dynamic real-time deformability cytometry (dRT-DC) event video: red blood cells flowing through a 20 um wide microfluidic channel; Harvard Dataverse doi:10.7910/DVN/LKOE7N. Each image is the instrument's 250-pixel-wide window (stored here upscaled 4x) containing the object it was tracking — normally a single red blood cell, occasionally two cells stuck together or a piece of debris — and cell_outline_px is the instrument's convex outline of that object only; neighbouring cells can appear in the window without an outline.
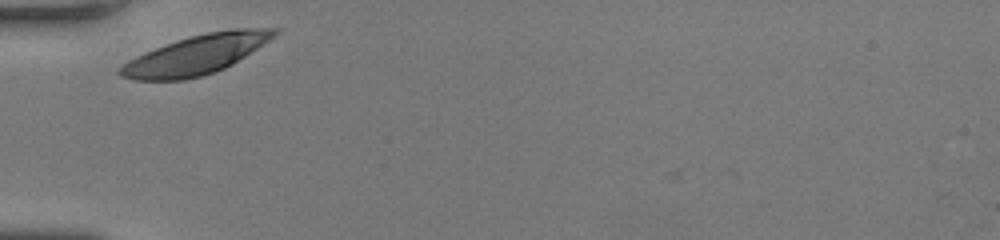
{"species": "human", "species_latin": "Homo sapiens", "temperature_condition": "room temperature", "stored_images_in_passage": 27, "camera_frame_rate_fps": 3000, "um_per_image_px": 0.085, "donor": {"sex": "female"}, "frame": {"image": 1, "passage_image": 1, "time_ms": 0.0, "image_size_px": [1000, 240], "cell_outline_px": [[280, 32], [232, 64], [224, 68], [200, 76], [184, 80], [132, 80], [120, 76], [116, 72], [128, 60], [144, 52], [176, 40], [208, 32], [232, 28], [280, 28]], "centroid_in_image_um": [16.64, 4.65], "position_along_channel_um": 68.4, "area_um2": 34.85}}
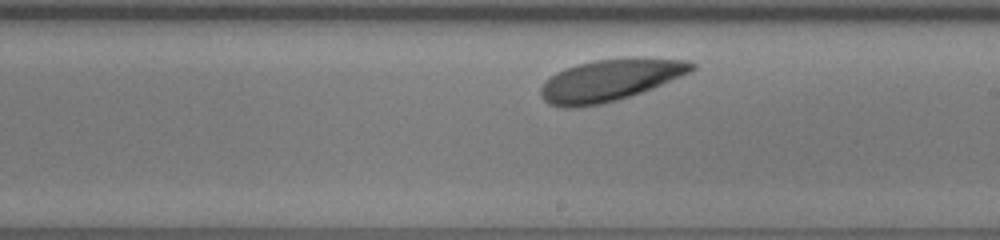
{"frame": {"image": 2, "passage_image": 15, "time_ms": 4.667, "image_size_px": [1000, 240], "cell_outline_px": [[696, 68], [692, 72], [652, 88], [616, 100], [600, 104], [572, 108], [560, 108], [548, 104], [540, 96], [540, 88], [544, 80], [556, 72], [564, 68], [576, 64], [596, 60], [632, 56], [636, 56], [688, 60], [696, 64]], "centroid_in_image_um": [51.84, 6.79], "position_along_channel_um": 237.2, "area_um2": 37.34}}
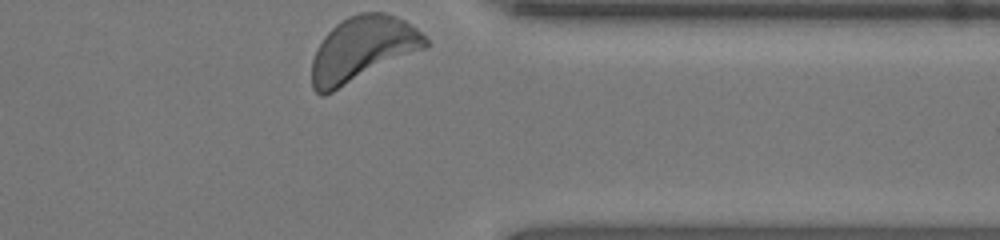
{"frame": {"image": 3, "passage_image": 27, "time_ms": 8.667, "image_size_px": [1000, 240], "cell_outline_px": [[428, 44], [424, 48], [324, 96], [320, 96], [312, 88], [312, 60], [324, 36], [336, 24], [348, 16], [360, 12], [384, 12], [404, 20], [416, 28], [428, 40]], "centroid_in_image_um": [30.78, 4.17], "position_along_channel_um": 380.6, "area_um2": 42.31}, "authors_computed_cell_mechanics": {"area_um2": 36.2406, "velocity_mm_per_s": 3.6977, "shape_relaxation_time_tau1_ms": 0.8401, "shape_relaxation_time_tau2_ms": null, "deformation_change_tau1": 0.0865, "deformation_change_tau2": null}}